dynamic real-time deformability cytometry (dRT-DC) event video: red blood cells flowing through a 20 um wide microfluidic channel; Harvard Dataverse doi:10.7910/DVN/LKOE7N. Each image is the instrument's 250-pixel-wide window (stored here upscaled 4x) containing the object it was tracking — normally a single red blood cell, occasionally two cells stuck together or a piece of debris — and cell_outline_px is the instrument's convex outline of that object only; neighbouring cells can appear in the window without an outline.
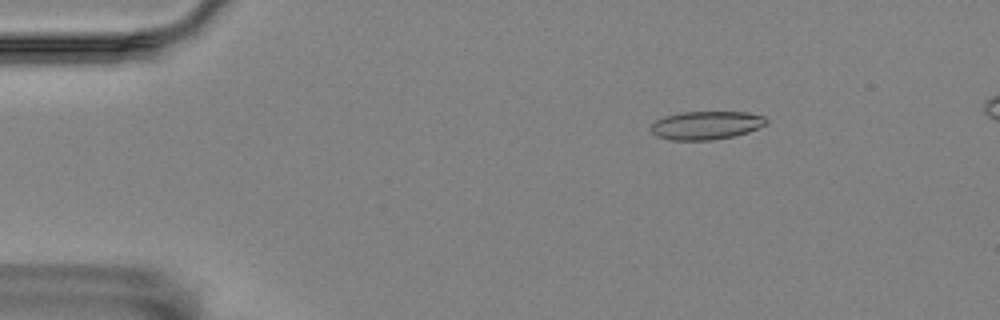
{"species": "Egyptian fruit bat (a non-hibernating species)", "species_latin": "Rousettus aegyptiacus", "temperature_condition": "room temperature", "stored_images_in_passage": 52, "camera_frame_rate_fps": 3000, "um_per_image_px": 0.085, "animal": {"sex": "female"}, "frame": {"image": 1, "passage_image": 4, "time_ms": 1.0, "image_size_px": [1000, 320], "cell_outline_px": [[768, 124], [748, 132], [732, 136], [712, 140], [668, 140], [656, 136], [648, 128], [656, 120], [664, 116], [684, 112], [748, 112], [764, 116], [768, 120]], "centroid_in_image_um": [60.02, 10.65], "position_along_channel_um": 25.0, "area_um2": 19.19}}
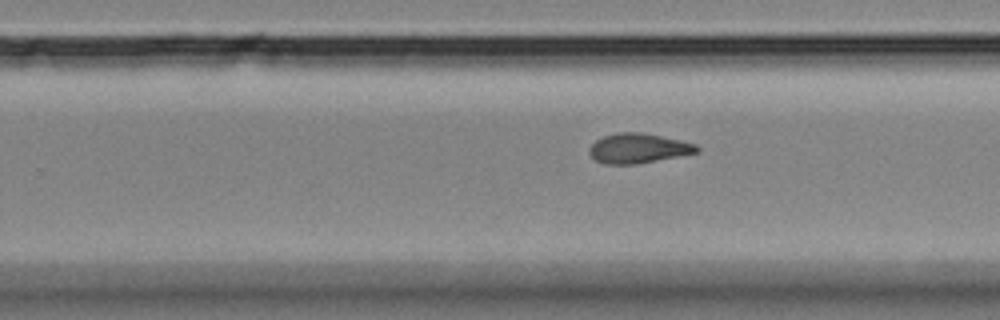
{"frame": {"image": 2, "passage_image": 31, "time_ms": 10.0, "image_size_px": [1000, 320], "cell_outline_px": [[700, 148], [696, 152], [636, 164], [604, 164], [596, 160], [588, 152], [588, 148], [596, 140], [604, 136], [616, 132], [644, 132], [680, 140], [696, 144]], "centroid_in_image_um": [54.21, 12.59], "position_along_channel_um": 275.6, "area_um2": 18.5}}
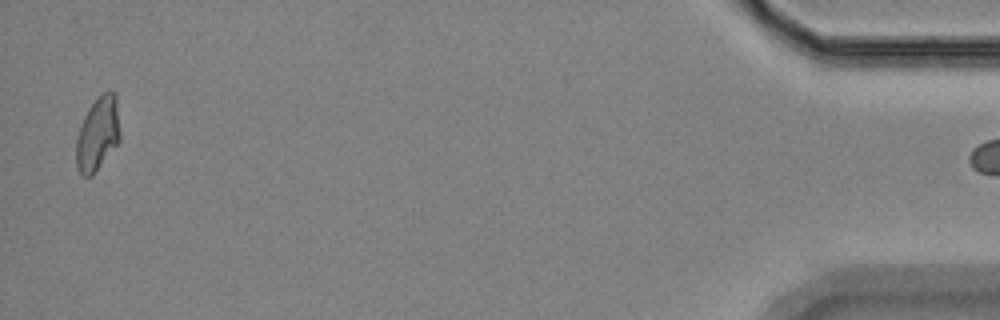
{"frame": {"image": 3, "passage_image": 51, "time_ms": 16.667, "image_size_px": [1000, 320], "cell_outline_px": [[120, 140], [92, 176], [84, 176], [76, 168], [76, 140], [80, 124], [84, 116], [92, 104], [104, 92], [116, 92], [120, 132]], "centroid_in_image_um": [8.31, 11.39], "position_along_channel_um": 426.9, "area_um2": 18.73}}